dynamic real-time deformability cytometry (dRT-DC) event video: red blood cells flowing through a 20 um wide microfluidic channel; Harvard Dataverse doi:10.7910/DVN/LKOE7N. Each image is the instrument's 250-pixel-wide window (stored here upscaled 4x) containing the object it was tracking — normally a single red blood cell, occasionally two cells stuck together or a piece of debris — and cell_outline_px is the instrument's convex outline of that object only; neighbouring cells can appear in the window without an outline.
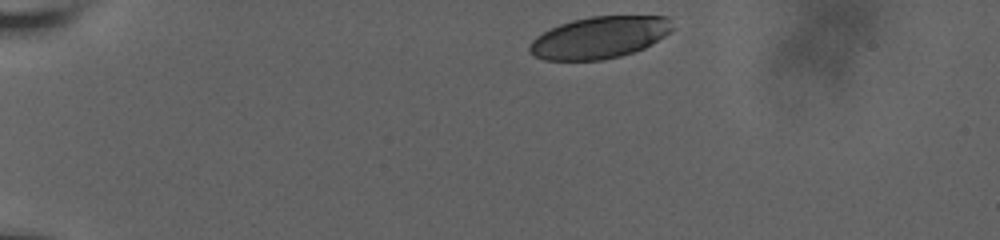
{"species": "human", "species_latin": "Homo sapiens", "temperature_condition": "room temperature", "stored_images_in_passage": 38, "camera_frame_rate_fps": 3000, "um_per_image_px": 0.085, "donor": {"sex": "male"}, "frame": {"image": 1, "passage_image": 1, "time_ms": 0.0, "image_size_px": [1000, 240], "cell_outline_px": [[676, 28], [664, 36], [644, 48], [620, 56], [600, 60], [544, 60], [528, 52], [528, 48], [532, 40], [536, 36], [560, 24], [572, 20], [592, 16], [668, 16]], "centroid_in_image_um": [50.97, 3.18], "position_along_channel_um": 34.0, "area_um2": 34.85}}
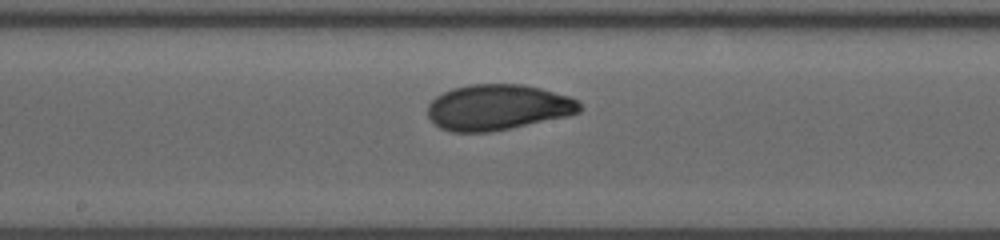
{"frame": {"image": 2, "passage_image": 23, "time_ms": 7.0, "image_size_px": [1000, 240], "cell_outline_px": [[580, 112], [568, 116], [488, 132], [452, 132], [440, 128], [428, 116], [428, 104], [436, 96], [452, 88], [468, 84], [524, 84], [540, 88], [568, 96], [576, 100], [580, 104]], "centroid_in_image_um": [42.29, 9.11], "position_along_channel_um": 205.9, "area_um2": 40.23}}
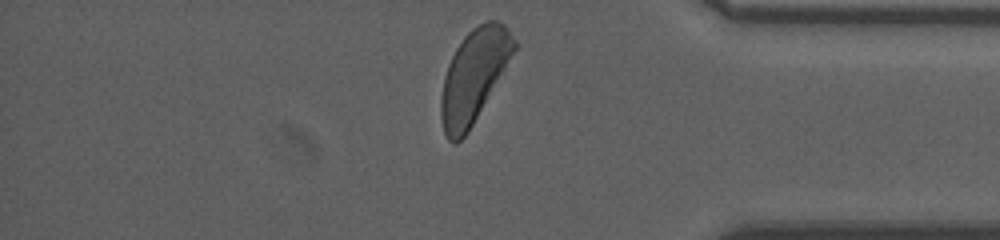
{"frame": {"image": 3, "passage_image": 38, "time_ms": 12.667, "image_size_px": [1000, 240], "cell_outline_px": [[516, 48], [468, 132], [456, 144], [452, 144], [448, 140], [444, 132], [440, 116], [440, 100], [444, 76], [448, 64], [456, 48], [464, 36], [472, 28], [484, 20], [496, 20], [504, 24], [508, 28], [516, 40]], "centroid_in_image_um": [40.25, 6.43], "position_along_channel_um": 394.9, "area_um2": 39.07}, "authors_computed_cell_mechanics": {"area_um2": 39.6508, "velocity_mm_per_s": 3.6175, "shape_relaxation_time_tau1_ms": 4.2698, "shape_relaxation_time_tau2_ms": 1.2874, "deformation_change_tau1": 0.1543, "deformation_change_tau2": 0.0545}}